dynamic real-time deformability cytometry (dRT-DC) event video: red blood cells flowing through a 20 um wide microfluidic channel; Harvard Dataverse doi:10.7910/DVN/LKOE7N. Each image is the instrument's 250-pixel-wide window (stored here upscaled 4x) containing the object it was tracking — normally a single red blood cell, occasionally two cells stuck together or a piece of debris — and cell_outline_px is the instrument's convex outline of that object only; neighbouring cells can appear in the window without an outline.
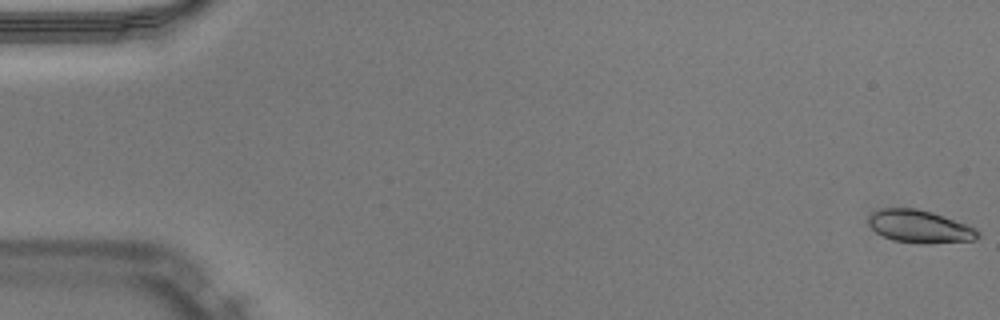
{"species": "Egyptian fruit bat (a non-hibernating species)", "species_latin": "Rousettus aegyptiacus", "temperature_condition": "warm", "stored_images_in_passage": 51, "camera_frame_rate_fps": 3000, "um_per_image_px": 0.085, "animal": {"sex": "male"}, "frame": {"image": 1, "passage_image": 1, "time_ms": 0.0, "image_size_px": [1000, 320], "cell_outline_px": [[980, 236], [976, 240], [924, 244], [892, 240], [876, 232], [868, 224], [868, 216], [872, 212], [880, 208], [916, 208], [932, 212], [968, 224], [976, 228], [980, 232]], "centroid_in_image_um": [78.19, 19.25], "position_along_channel_um": 6.8, "area_um2": 21.1}}
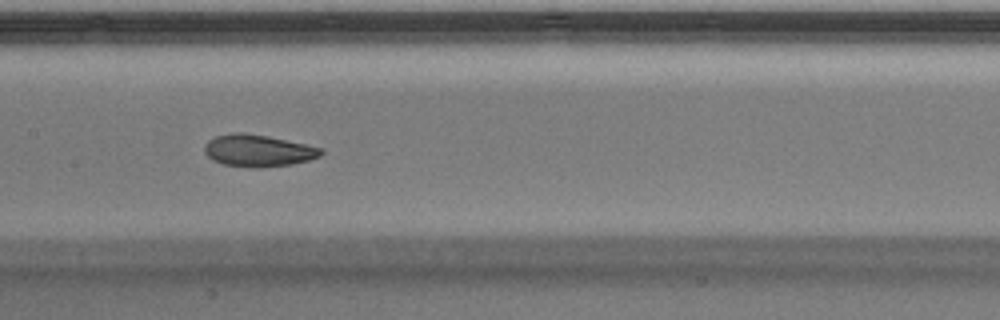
{"frame": {"image": 2, "passage_image": 26, "time_ms": 8.333, "image_size_px": [1000, 320], "cell_outline_px": [[324, 152], [320, 156], [308, 160], [292, 164], [224, 164], [212, 160], [204, 152], [204, 144], [208, 140], [216, 136], [236, 132], [240, 132], [268, 136], [324, 148]], "centroid_in_image_um": [21.94, 12.74], "position_along_channel_um": 185.5, "area_um2": 20.69}}
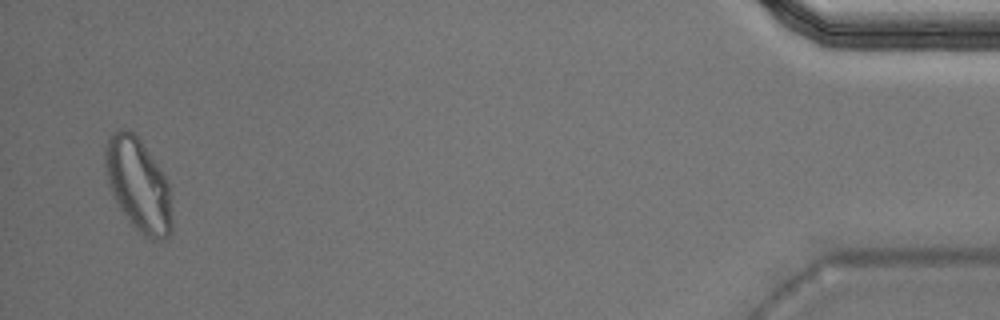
{"frame": {"image": 3, "passage_image": 50, "time_ms": 16.333, "image_size_px": [1000, 320], "cell_outline_px": [[172, 232], [168, 236], [160, 240], [152, 240], [144, 236], [128, 220], [120, 208], [108, 184], [104, 164], [104, 148], [108, 136], [112, 132], [120, 128], [124, 128], [132, 132], [140, 140], [164, 176], [168, 184], [172, 224]], "centroid_in_image_um": [11.72, 15.7], "position_along_channel_um": 423.5, "area_um2": 35.84}, "authors_computed_cell_mechanics": {"area_um2": 21.386, "velocity_mm_per_s": 3.9834, "shape_relaxation_time_tau1_ms": 5.5934, "shape_relaxation_time_tau2_ms": 1.4236, "deformation_change_tau1": 0.1586, "deformation_change_tau2": 0.0581}}